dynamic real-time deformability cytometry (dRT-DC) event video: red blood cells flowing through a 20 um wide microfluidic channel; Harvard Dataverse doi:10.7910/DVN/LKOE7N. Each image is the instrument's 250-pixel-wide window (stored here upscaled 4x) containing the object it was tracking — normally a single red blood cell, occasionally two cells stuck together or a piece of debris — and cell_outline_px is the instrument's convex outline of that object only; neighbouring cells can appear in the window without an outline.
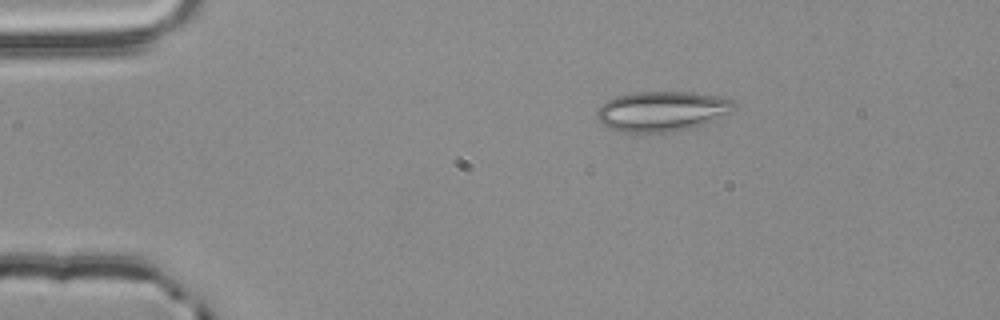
{"species": "common noctule bat (a hibernating species)", "species_latin": "Nyctalus noctula", "temperature_condition": "room temperature", "stored_images_in_passage": 46, "camera_frame_rate_fps": 3000, "um_per_image_px": 0.085, "animal": {"sex": "male", "body_mass_g": 20.4}, "frame": {"image": 1, "passage_image": 1, "time_ms": 0.0, "image_size_px": [1000, 320], "cell_outline_px": [[736, 104], [732, 112], [692, 128], [672, 132], [624, 132], [608, 128], [596, 116], [596, 112], [608, 100], [616, 96], [632, 92], [692, 92], [728, 96]], "centroid_in_image_um": [56.32, 9.44], "position_along_channel_um": 28.7, "area_um2": 32.14}}
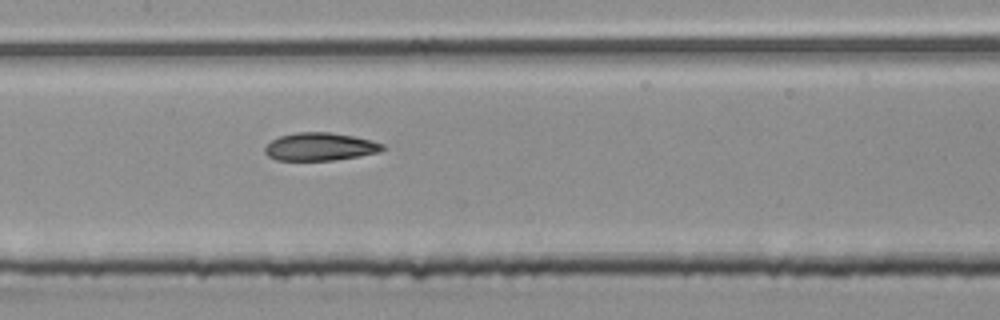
{"frame": {"image": 2, "passage_image": 18, "time_ms": 5.667, "image_size_px": [1000, 320], "cell_outline_px": [[388, 148], [380, 152], [360, 156], [332, 160], [276, 160], [268, 156], [264, 152], [264, 148], [272, 140], [280, 136], [296, 132], [332, 132], [372, 140], [384, 144]], "centroid_in_image_um": [27.24, 12.47], "position_along_channel_um": 180.2, "area_um2": 19.25}}
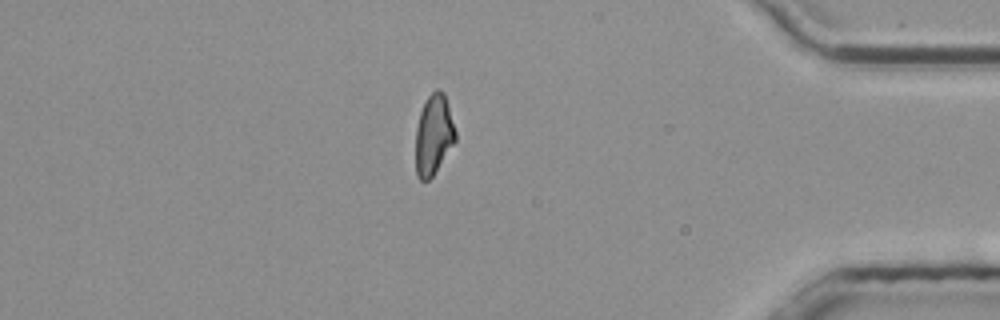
{"frame": {"image": 3, "passage_image": 38, "time_ms": 12.333, "image_size_px": [1000, 320], "cell_outline_px": [[456, 140], [432, 176], [428, 180], [420, 180], [416, 176], [416, 128], [420, 112], [428, 96], [436, 88], [440, 88], [444, 92], [448, 104], [456, 132]], "centroid_in_image_um": [36.86, 11.43], "position_along_channel_um": 398.3, "area_um2": 18.5}, "authors_computed_cell_mechanics": {"area_um2": 19.5942, "velocity_mm_per_s": 3.8228, "shape_relaxation_time_tau1_ms": null, "shape_relaxation_time_tau2_ms": 2.9722, "deformation_change_tau1": null, "deformation_change_tau2": 0.1078}}